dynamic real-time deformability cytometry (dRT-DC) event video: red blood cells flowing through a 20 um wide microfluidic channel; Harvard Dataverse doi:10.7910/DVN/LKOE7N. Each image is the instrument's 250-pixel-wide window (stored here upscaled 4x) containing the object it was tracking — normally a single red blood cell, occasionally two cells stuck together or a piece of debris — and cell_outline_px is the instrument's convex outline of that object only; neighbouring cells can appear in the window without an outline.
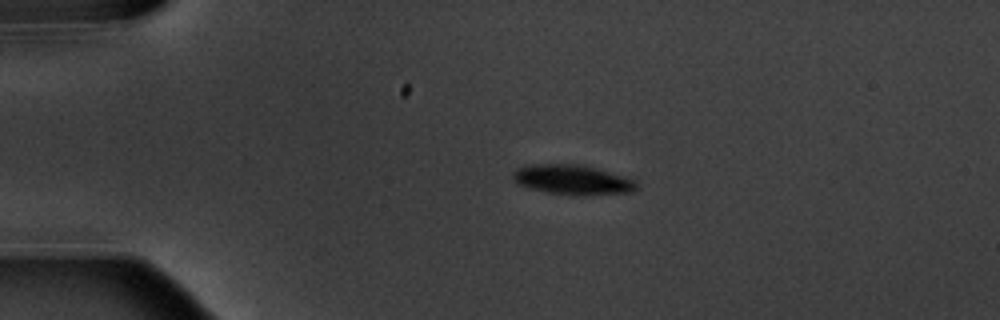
{"species": "common noctule bat (a hibernating species)", "species_latin": "Nyctalus noctula", "temperature_condition": "warm", "stored_images_in_passage": 6, "camera_frame_rate_fps": 3000, "um_per_image_px": 0.085, "animal": {"sex": "male", "body_mass_g": 20.1, "forearm_length_mm": 53.5}, "frame": {"image": 1, "passage_image": 1, "time_ms": 0.0, "image_size_px": [1000, 320], "cell_outline_px": [[636, 188], [632, 192], [580, 196], [548, 192], [532, 188], [520, 184], [512, 180], [512, 172], [516, 168], [528, 164], [584, 164], [624, 176], [636, 180]], "centroid_in_image_um": [48.66, 15.26], "position_along_channel_um": 36.3, "area_um2": 21.62}}
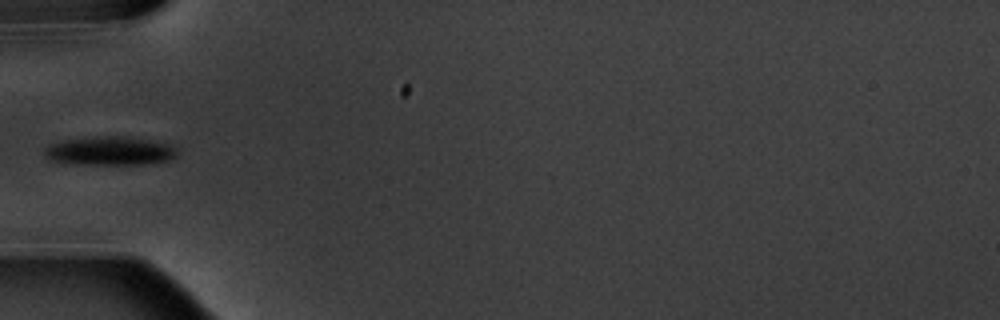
{"frame": {"image": 2, "passage_image": 3, "time_ms": 2.333, "image_size_px": [1000, 320], "cell_outline_px": [[176, 156], [168, 160], [148, 164], [80, 164], [52, 160], [44, 156], [44, 148], [48, 144], [64, 140], [96, 136], [124, 136], [172, 144], [176, 148]], "centroid_in_image_um": [9.33, 12.82], "position_along_channel_um": 75.7, "area_um2": 22.2}}